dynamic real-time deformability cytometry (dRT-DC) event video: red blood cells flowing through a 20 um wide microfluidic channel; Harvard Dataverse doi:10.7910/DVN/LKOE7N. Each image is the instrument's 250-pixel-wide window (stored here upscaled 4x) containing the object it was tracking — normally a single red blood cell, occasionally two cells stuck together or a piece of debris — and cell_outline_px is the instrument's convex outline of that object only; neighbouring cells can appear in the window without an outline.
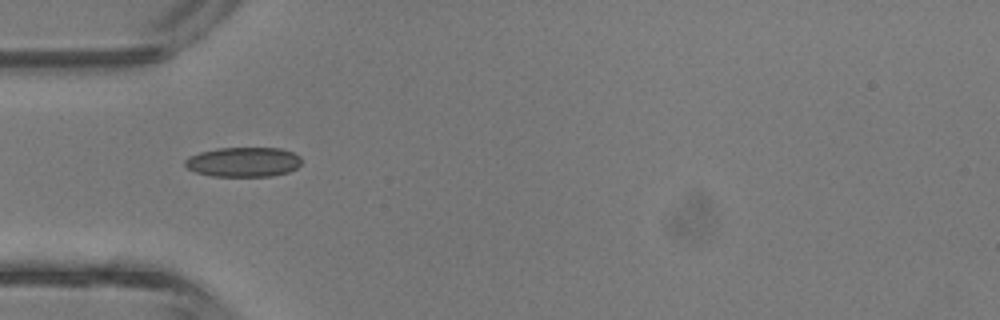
{"species": "common noctule bat (a hibernating species)", "species_latin": "Nyctalus noctula", "temperature_condition": "room temperature", "stored_images_in_passage": 26, "camera_frame_rate_fps": 3000, "um_per_image_px": 0.085, "animal": {"sex": "male", "body_mass_g": 13.3}, "frame": {"image": 1, "passage_image": 1, "time_ms": 0.0, "image_size_px": [1000, 320], "cell_outline_px": [[300, 164], [296, 168], [288, 172], [272, 176], [212, 176], [196, 172], [188, 168], [184, 164], [184, 160], [188, 156], [200, 152], [216, 148], [280, 148], [292, 152], [300, 156]], "centroid_in_image_um": [20.67, 13.76], "position_along_channel_um": 64.3, "area_um2": 20.17}}
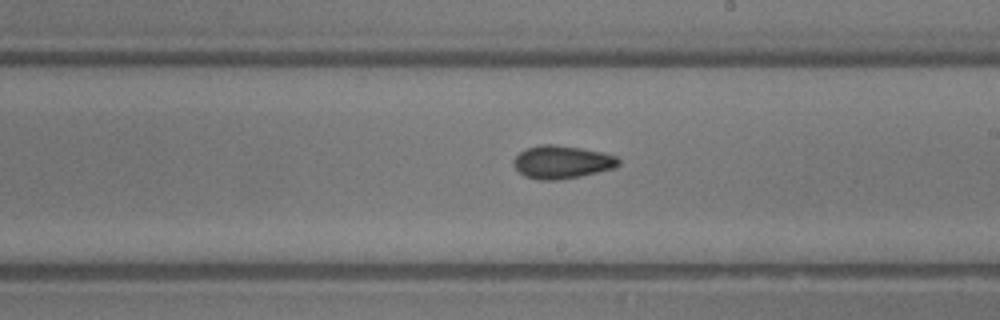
{"frame": {"image": 2, "passage_image": 12, "time_ms": 3.667, "image_size_px": [1000, 320], "cell_outline_px": [[620, 164], [616, 168], [580, 176], [560, 180], [536, 180], [524, 176], [512, 164], [512, 160], [520, 152], [528, 148], [540, 144], [552, 144], [580, 148], [600, 152], [616, 156], [620, 160]], "centroid_in_image_um": [47.75, 13.79], "position_along_channel_um": 241.2, "area_um2": 20.23}}
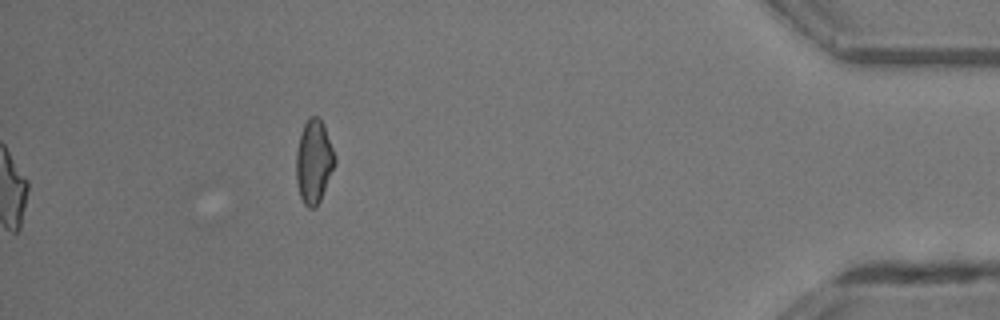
{"frame": {"image": 3, "passage_image": 26, "time_ms": 8.333, "image_size_px": [1000, 320], "cell_outline_px": [[336, 164], [320, 200], [316, 208], [308, 208], [304, 204], [300, 196], [296, 184], [296, 152], [300, 132], [308, 116], [316, 116], [320, 120], [324, 128], [336, 156]], "centroid_in_image_um": [26.66, 13.76], "position_along_channel_um": 408.5, "area_um2": 18.9}, "authors_computed_cell_mechanics": {"area_um2": 19.3052, "velocity_mm_per_s": 4.8242, "shape_relaxation_time_tau1_ms": null, "shape_relaxation_time_tau2_ms": 2.9721, "deformation_change_tau1": null, "deformation_change_tau2": 0.0943}}